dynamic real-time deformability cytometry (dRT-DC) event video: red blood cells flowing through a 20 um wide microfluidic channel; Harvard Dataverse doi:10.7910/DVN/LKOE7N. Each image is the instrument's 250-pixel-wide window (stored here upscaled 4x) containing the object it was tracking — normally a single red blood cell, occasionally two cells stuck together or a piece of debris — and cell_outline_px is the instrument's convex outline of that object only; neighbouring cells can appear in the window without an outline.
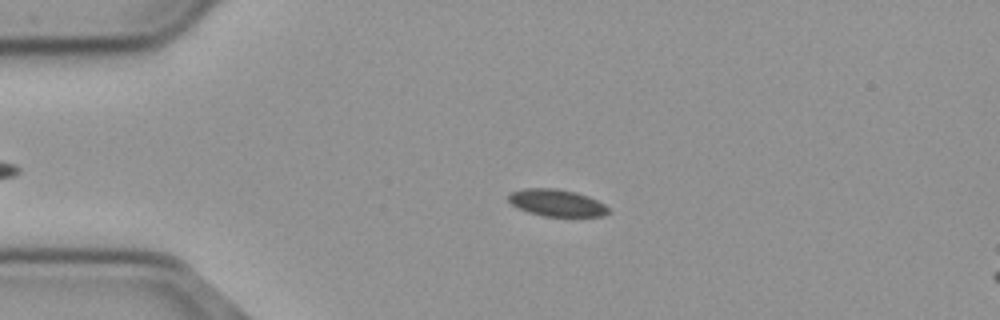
{"species": "common noctule bat (a hibernating species)", "species_latin": "Nyctalus noctula", "temperature_condition": "cold", "stored_images_in_passage": 45, "camera_frame_rate_fps": 3000, "um_per_image_px": 0.085, "animal": {"sex": "male", "body_mass_g": 23.1, "forearm_length_mm": 52.7}, "frame": {"image": 1, "passage_image": 2, "time_ms": 0.333, "image_size_px": [1000, 320], "cell_outline_px": [[608, 212], [604, 216], [544, 216], [528, 212], [512, 204], [508, 200], [508, 196], [512, 192], [524, 188], [556, 188], [576, 192], [588, 196], [604, 204], [608, 208]], "centroid_in_image_um": [47.32, 17.23], "position_along_channel_um": 37.7, "area_um2": 15.55}}
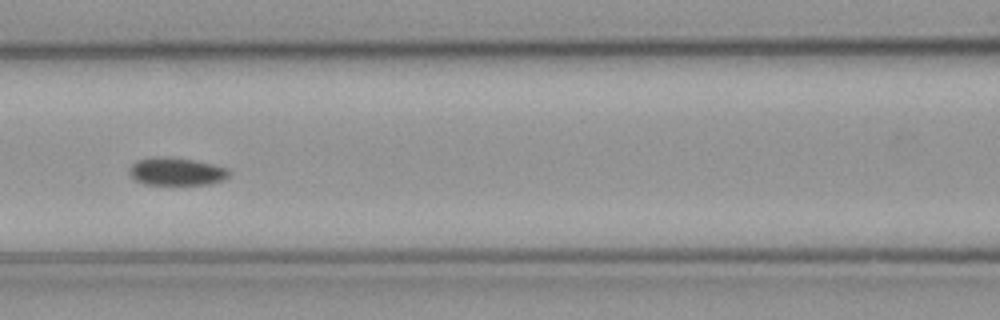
{"frame": {"image": 2, "passage_image": 14, "time_ms": 4.333, "image_size_px": [1000, 320], "cell_outline_px": [[228, 176], [224, 180], [208, 184], [144, 184], [132, 180], [128, 172], [128, 168], [136, 160], [192, 160], [212, 164], [228, 168]], "centroid_in_image_um": [14.99, 14.64], "position_along_channel_um": 151.6, "area_um2": 15.32}}
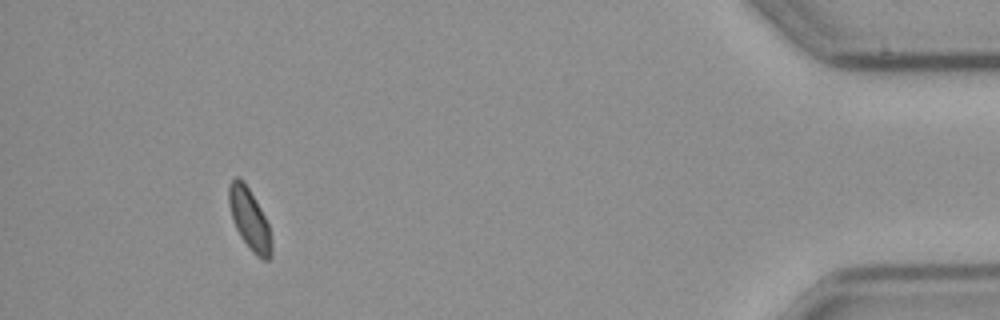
{"frame": {"image": 3, "passage_image": 41, "time_ms": 13.333, "image_size_px": [1000, 320], "cell_outline_px": [[272, 256], [268, 260], [264, 260], [256, 256], [252, 252], [240, 236], [236, 228], [228, 204], [228, 184], [236, 176], [244, 180], [260, 208], [268, 224], [272, 244]], "centroid_in_image_um": [21.2, 18.63], "position_along_channel_um": 414.0, "area_um2": 15.2}}